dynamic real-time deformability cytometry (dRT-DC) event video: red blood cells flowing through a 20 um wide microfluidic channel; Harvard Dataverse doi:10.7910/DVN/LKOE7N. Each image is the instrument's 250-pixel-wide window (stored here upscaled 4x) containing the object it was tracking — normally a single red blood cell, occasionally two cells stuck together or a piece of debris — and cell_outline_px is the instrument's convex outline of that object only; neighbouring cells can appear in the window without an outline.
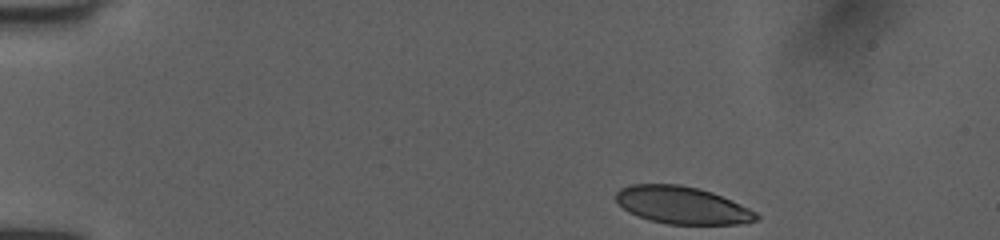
{"species": "human", "species_latin": "Homo sapiens", "temperature_condition": "room temperature", "stored_images_in_passage": 10, "camera_frame_rate_fps": 3000, "um_per_image_px": 0.085, "donor": {"sex": "female"}, "frame": {"image": 1, "passage_image": 1, "time_ms": 0.0, "image_size_px": [1000, 240], "cell_outline_px": [[760, 216], [756, 220], [736, 224], [668, 224], [648, 220], [636, 216], [628, 212], [616, 200], [616, 192], [620, 188], [628, 184], [680, 184], [712, 192], [732, 200], [756, 212]], "centroid_in_image_um": [57.95, 17.44], "position_along_channel_um": 27.1, "area_um2": 30.58}}